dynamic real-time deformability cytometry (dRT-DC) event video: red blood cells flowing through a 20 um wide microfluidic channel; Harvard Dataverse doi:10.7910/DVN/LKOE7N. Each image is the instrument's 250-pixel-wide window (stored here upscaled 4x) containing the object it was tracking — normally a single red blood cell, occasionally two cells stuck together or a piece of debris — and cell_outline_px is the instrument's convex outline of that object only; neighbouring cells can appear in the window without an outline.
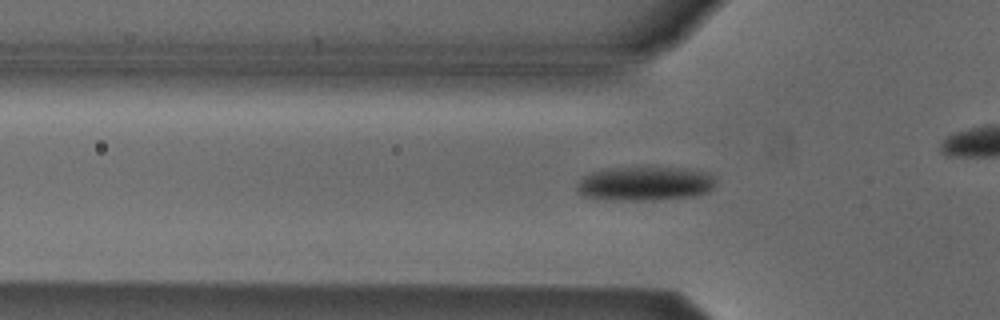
{"species": "Egyptian fruit bat (a non-hibernating species)", "species_latin": "Rousettus aegyptiacus", "temperature_condition": "cold", "stored_images_in_passage": 44, "camera_frame_rate_fps": 3000, "um_per_image_px": 0.085, "animal": {"sex": "male"}, "frame": {"image": 1, "passage_image": 16, "time_ms": 5.0, "image_size_px": [1000, 320], "cell_outline_px": [[716, 184], [708, 192], [696, 196], [652, 200], [620, 200], [584, 196], [576, 188], [576, 184], [584, 176], [592, 172], [608, 168], [652, 164], [684, 168], [708, 172], [716, 176]], "centroid_in_image_um": [54.9, 15.55], "position_along_channel_um": 70.9, "area_um2": 28.67}}
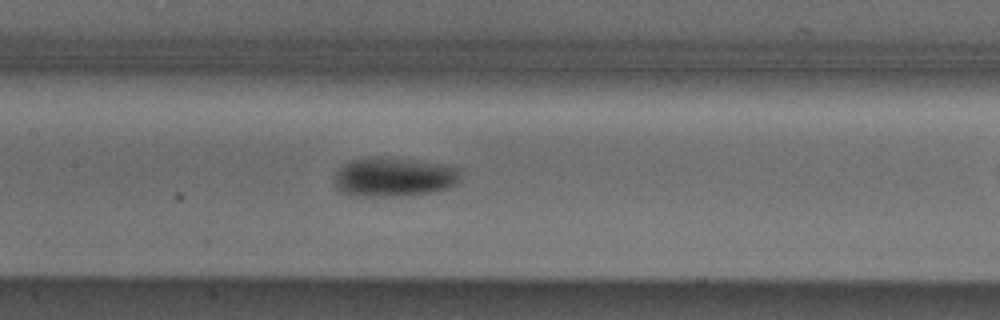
{"frame": {"image": 2, "passage_image": 24, "time_ms": 7.667, "image_size_px": [1000, 320], "cell_outline_px": [[460, 180], [452, 188], [432, 192], [396, 196], [348, 196], [336, 188], [336, 172], [344, 164], [352, 160], [376, 156], [388, 156], [436, 164], [456, 168], [460, 172]], "centroid_in_image_um": [33.46, 15.06], "position_along_channel_um": 173.9, "area_um2": 28.78}}
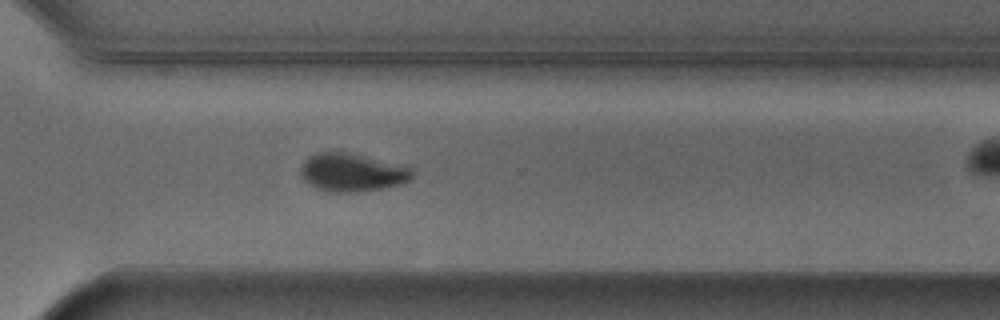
{"frame": {"image": 3, "passage_image": 37, "time_ms": 12.0, "image_size_px": [1000, 320], "cell_outline_px": [[412, 176], [408, 180], [400, 184], [380, 188], [352, 192], [328, 192], [316, 188], [304, 180], [300, 172], [304, 164], [316, 152], [344, 152], [408, 164], [412, 168]], "centroid_in_image_um": [29.99, 14.65], "position_along_channel_um": 340.6, "area_um2": 24.62}}